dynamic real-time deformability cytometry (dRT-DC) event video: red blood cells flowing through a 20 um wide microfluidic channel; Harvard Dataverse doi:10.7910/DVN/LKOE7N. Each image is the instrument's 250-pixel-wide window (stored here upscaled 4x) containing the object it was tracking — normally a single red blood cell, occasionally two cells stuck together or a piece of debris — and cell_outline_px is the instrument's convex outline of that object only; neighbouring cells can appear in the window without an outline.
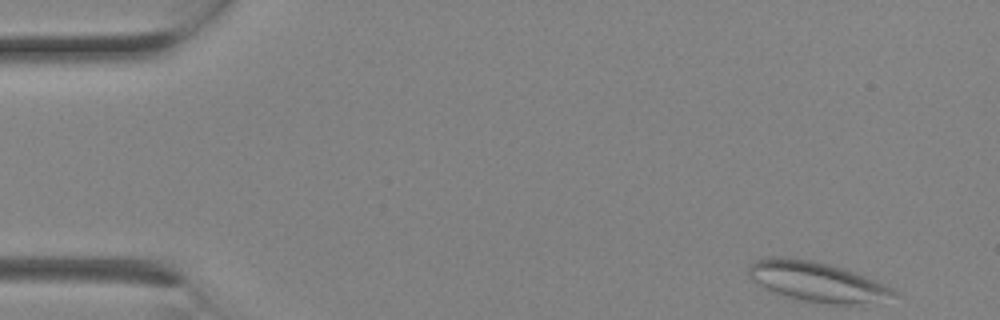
{"species": "Egyptian fruit bat (a non-hibernating species)", "species_latin": "Rousettus aegyptiacus", "temperature_condition": "room temperature", "stored_images_in_passage": 2, "camera_frame_rate_fps": 3000, "um_per_image_px": 0.085, "animal": {"sex": "female"}, "frame": {"image": 1, "passage_image": 1, "time_ms": 0.0, "image_size_px": [1000, 320], "cell_outline_px": [[900, 292], [856, 304], [808, 304], [768, 292], [752, 280], [748, 276], [748, 268], [756, 260], [764, 256], [788, 256], [812, 260], [844, 268], [856, 272], [876, 280]], "centroid_in_image_um": [69.27, 23.93], "position_along_channel_um": 15.7, "area_um2": 34.16}}